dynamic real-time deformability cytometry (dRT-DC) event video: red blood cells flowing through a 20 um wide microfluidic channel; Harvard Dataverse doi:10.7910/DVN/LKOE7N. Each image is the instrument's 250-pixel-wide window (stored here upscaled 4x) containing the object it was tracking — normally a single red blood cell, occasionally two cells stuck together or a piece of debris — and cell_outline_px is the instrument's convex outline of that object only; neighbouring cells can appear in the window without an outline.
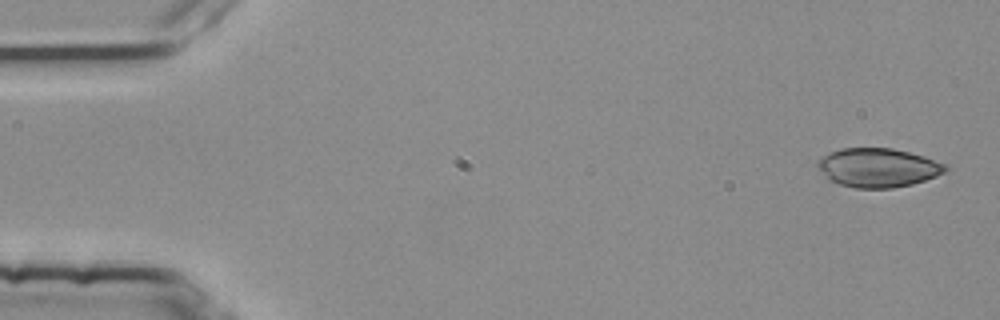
{"species": "common noctule bat (a hibernating species)", "species_latin": "Nyctalus noctula", "temperature_condition": "room temperature", "stored_images_in_passage": 4, "camera_frame_rate_fps": 3000, "um_per_image_px": 0.085, "animal": {"sex": "female", "body_mass_g": 25.1}, "frame": {"image": 1, "passage_image": 1, "time_ms": 0.0, "image_size_px": [1000, 320], "cell_outline_px": [[948, 168], [944, 172], [936, 176], [912, 184], [892, 188], [856, 188], [840, 184], [828, 180], [816, 164], [824, 156], [840, 148], [892, 148], [924, 156], [948, 164]], "centroid_in_image_um": [74.66, 14.25], "position_along_channel_um": 10.3, "area_um2": 28.84}}